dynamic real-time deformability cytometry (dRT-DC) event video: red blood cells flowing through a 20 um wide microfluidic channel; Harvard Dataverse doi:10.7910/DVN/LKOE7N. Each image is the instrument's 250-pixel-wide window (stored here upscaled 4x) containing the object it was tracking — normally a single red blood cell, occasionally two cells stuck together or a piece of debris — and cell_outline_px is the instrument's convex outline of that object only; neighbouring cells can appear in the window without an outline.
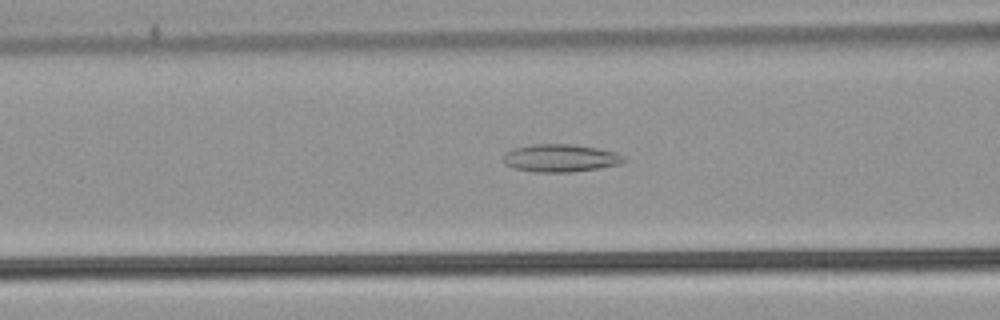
{"species": "common noctule bat (a hibernating species)", "species_latin": "Nyctalus noctula", "temperature_condition": "warm", "stored_images_in_passage": 53, "camera_frame_rate_fps": 3000, "um_per_image_px": 0.085, "animal": {"sex": "male", "body_mass_g": 21.5, "forearm_length_mm": 52.0}, "frame": {"image": 1, "passage_image": 22, "time_ms": 7.0, "image_size_px": [1000, 320], "cell_outline_px": [[628, 160], [620, 164], [600, 168], [572, 172], [536, 172], [512, 168], [504, 164], [504, 152], [512, 148], [532, 144], [572, 144], [596, 148], [616, 152], [624, 156]], "centroid_in_image_um": [47.63, 13.44], "position_along_channel_um": 119.0, "area_um2": 19.71}}
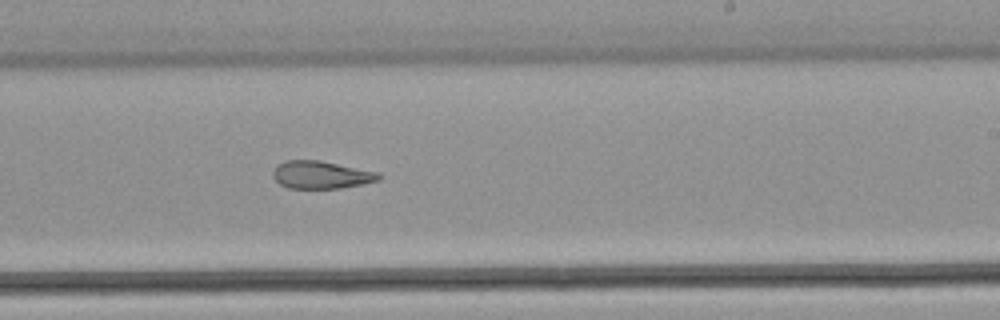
{"frame": {"image": 2, "passage_image": 33, "time_ms": 10.667, "image_size_px": [1000, 320], "cell_outline_px": [[384, 176], [380, 180], [364, 184], [340, 188], [288, 188], [280, 184], [272, 176], [272, 172], [276, 164], [284, 160], [320, 160], [380, 172]], "centroid_in_image_um": [27.32, 14.85], "position_along_channel_um": 261.7, "area_um2": 17.4}}
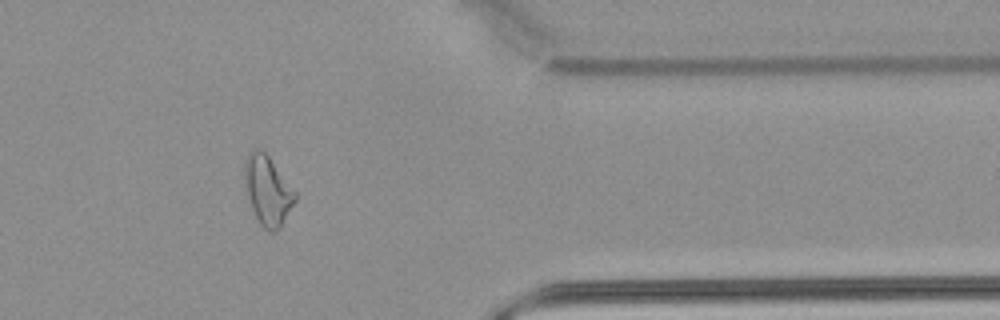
{"frame": {"image": 3, "passage_image": 44, "time_ms": 14.333, "image_size_px": [1000, 320], "cell_outline_px": [[296, 200], [280, 228], [276, 232], [268, 232], [260, 224], [252, 208], [248, 196], [244, 168], [244, 164], [248, 152], [256, 148], [260, 148], [268, 156], [296, 192]], "centroid_in_image_um": [22.76, 16.2], "position_along_channel_um": 388.6, "area_um2": 20.06}, "authors_computed_cell_mechanics": {"area_um2": 21.2704, "velocity_mm_per_s": 3.9012, "shape_relaxation_time_tau1_ms": null, "shape_relaxation_time_tau2_ms": 2.2536, "deformation_change_tau1": null, "deformation_change_tau2": 0.0937}}